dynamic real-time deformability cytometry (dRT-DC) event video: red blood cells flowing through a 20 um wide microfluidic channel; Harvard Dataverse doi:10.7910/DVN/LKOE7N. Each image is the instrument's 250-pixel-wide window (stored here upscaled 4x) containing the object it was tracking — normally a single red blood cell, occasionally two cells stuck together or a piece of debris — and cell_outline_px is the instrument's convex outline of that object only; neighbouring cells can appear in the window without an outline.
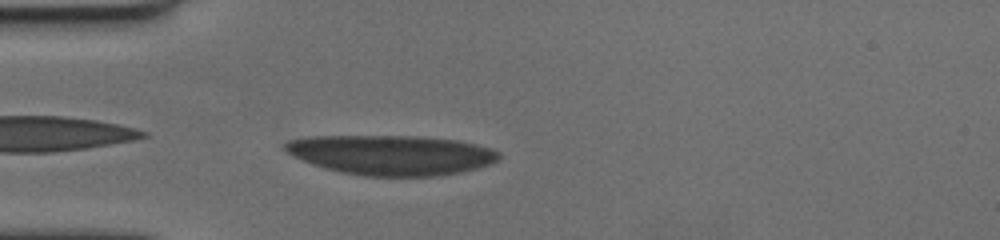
{"species": "human", "species_latin": "Homo sapiens", "temperature_condition": "cold", "stored_images_in_passage": 45, "camera_frame_rate_fps": 3000, "um_per_image_px": 0.085, "donor": {"sex": "female"}, "frame": {"image": 1, "passage_image": 1, "time_ms": 0.0, "image_size_px": [1000, 240], "cell_outline_px": [[500, 160], [492, 164], [460, 172], [440, 176], [364, 176], [340, 172], [324, 168], [312, 164], [292, 156], [284, 148], [284, 144], [288, 140], [316, 136], [416, 136], [456, 140], [476, 144], [492, 148], [500, 152]], "centroid_in_image_um": [33.29, 13.17], "position_along_channel_um": 51.7, "area_um2": 49.88}}
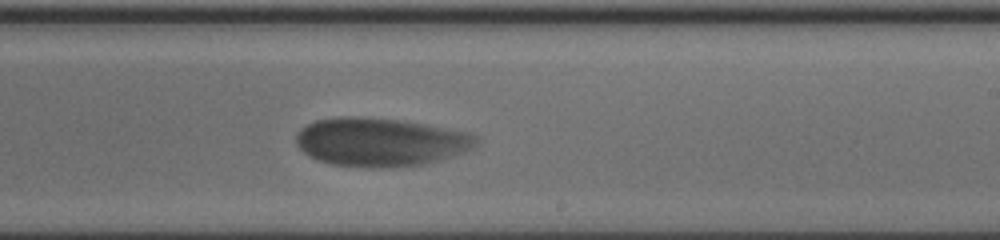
{"frame": {"image": 2, "passage_image": 21, "time_ms": 6.667, "image_size_px": [1000, 240], "cell_outline_px": [[480, 140], [476, 148], [440, 160], [424, 164], [392, 168], [368, 168], [332, 164], [316, 160], [308, 156], [296, 144], [296, 132], [300, 128], [316, 120], [340, 116], [356, 116], [400, 120], [472, 132]], "centroid_in_image_um": [32.36, 12.08], "position_along_channel_um": 256.6, "area_um2": 51.62}}
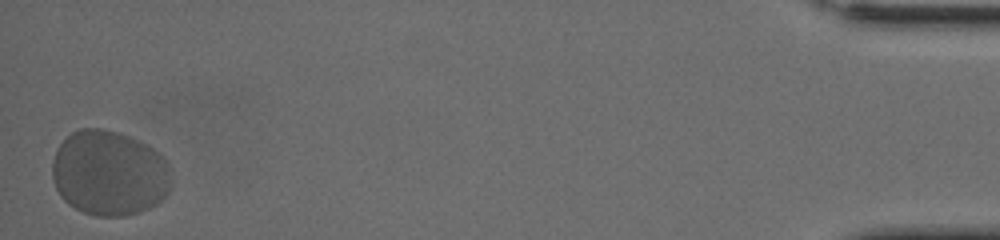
{"frame": {"image": 3, "passage_image": 45, "time_ms": 14.667, "image_size_px": [1000, 240], "cell_outline_px": [[168, 192], [156, 204], [140, 212], [124, 216], [96, 216], [84, 212], [68, 204], [60, 196], [56, 188], [52, 176], [52, 160], [56, 148], [72, 132], [80, 128], [100, 128], [116, 132], [128, 136], [152, 148], [164, 160], [168, 180]], "centroid_in_image_um": [9.2, 14.72], "position_along_channel_um": 426.0, "area_um2": 58.44}}